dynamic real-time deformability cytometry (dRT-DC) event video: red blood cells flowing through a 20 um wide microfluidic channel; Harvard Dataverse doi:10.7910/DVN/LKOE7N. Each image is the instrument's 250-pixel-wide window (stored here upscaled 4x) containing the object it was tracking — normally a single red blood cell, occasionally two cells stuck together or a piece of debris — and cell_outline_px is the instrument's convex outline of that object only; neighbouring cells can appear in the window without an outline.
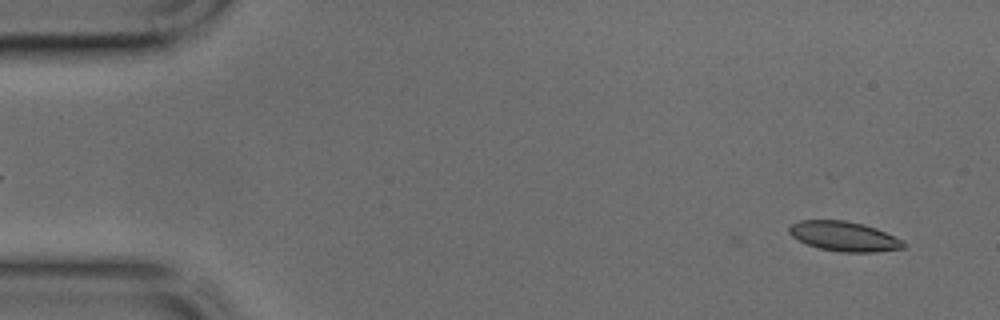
{"species": "common noctule bat (a hibernating species)", "species_latin": "Nyctalus noctula", "temperature_condition": "cold", "stored_images_in_passage": 2, "camera_frame_rate_fps": 3000, "um_per_image_px": 0.085, "animal": {"sex": "male", "body_mass_g": 17.9, "forearm_length_mm": 54.2}, "frame": {"image": 1, "passage_image": 2, "time_ms": 0.333, "image_size_px": [1000, 320], "cell_outline_px": [[904, 248], [876, 252], [840, 252], [820, 248], [808, 244], [792, 236], [788, 232], [788, 228], [792, 224], [800, 220], [844, 220], [864, 224], [876, 228], [904, 240]], "centroid_in_image_um": [71.77, 20.08], "position_along_channel_um": 13.2, "area_um2": 19.77}}